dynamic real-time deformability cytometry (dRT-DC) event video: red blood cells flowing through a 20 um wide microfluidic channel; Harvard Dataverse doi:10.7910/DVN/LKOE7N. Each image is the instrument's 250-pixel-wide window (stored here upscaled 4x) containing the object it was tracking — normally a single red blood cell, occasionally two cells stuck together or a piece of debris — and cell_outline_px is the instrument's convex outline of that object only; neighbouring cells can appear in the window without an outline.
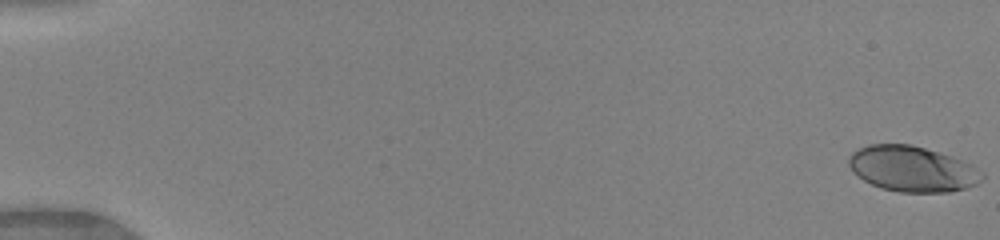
{"species": "human", "species_latin": "Homo sapiens", "temperature_condition": "warm", "stored_images_in_passage": 51, "camera_frame_rate_fps": 3000, "um_per_image_px": 0.085, "donor": {"sex": "female"}, "frame": {"image": 1, "passage_image": 1, "time_ms": 0.0, "image_size_px": [1000, 240], "cell_outline_px": [[984, 176], [976, 184], [964, 188], [948, 192], [900, 192], [880, 188], [864, 180], [852, 172], [848, 164], [848, 156], [852, 152], [868, 144], [912, 144], [940, 152], [952, 156], [972, 164], [984, 172]], "centroid_in_image_um": [77.54, 14.34], "position_along_channel_um": 7.5, "area_um2": 35.6}}
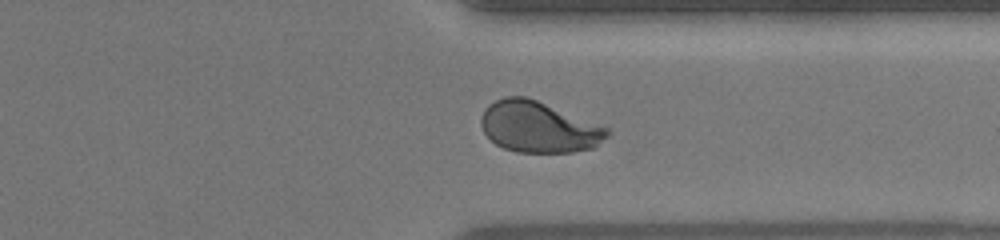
{"frame": {"image": 2, "passage_image": 40, "time_ms": 13.0, "image_size_px": [1000, 240], "cell_outline_px": [[612, 132], [608, 136], [592, 148], [572, 152], [516, 152], [504, 148], [496, 144], [484, 132], [480, 124], [480, 116], [484, 108], [488, 104], [504, 96], [524, 96], [536, 100], [608, 128]], "centroid_in_image_um": [45.74, 10.79], "position_along_channel_um": 365.7, "area_um2": 37.28}}
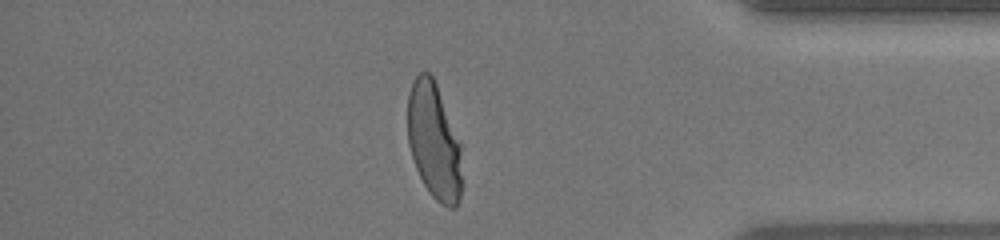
{"frame": {"image": 3, "passage_image": 44, "time_ms": 14.333, "image_size_px": [1000, 240], "cell_outline_px": [[460, 200], [456, 208], [448, 208], [440, 204], [428, 192], [416, 168], [408, 144], [408, 92], [412, 80], [420, 72], [428, 72], [432, 76], [436, 84], [460, 144]], "centroid_in_image_um": [36.86, 12.02], "position_along_channel_um": 398.3, "area_um2": 36.36}, "authors_computed_cell_mechanics": {"area_um2": 37.3388, "velocity_mm_per_s": 4.1025, "shape_relaxation_time_tau1_ms": 3.4775, "shape_relaxation_time_tau2_ms": null, "deformation_change_tau1": 0.1954, "deformation_change_tau2": null}}